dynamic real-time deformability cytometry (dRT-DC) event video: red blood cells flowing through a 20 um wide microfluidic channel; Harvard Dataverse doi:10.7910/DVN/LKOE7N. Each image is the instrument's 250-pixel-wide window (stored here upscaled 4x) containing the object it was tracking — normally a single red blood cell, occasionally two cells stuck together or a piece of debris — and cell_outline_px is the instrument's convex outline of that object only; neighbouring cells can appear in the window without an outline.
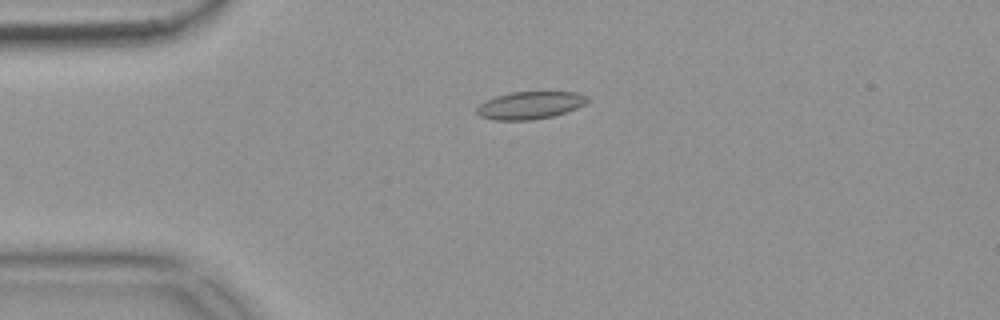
{"species": "common noctule bat (a hibernating species)", "species_latin": "Nyctalus noctula", "temperature_condition": "warm", "stored_images_in_passage": 43, "camera_frame_rate_fps": 3000, "um_per_image_px": 0.085, "animal": {"sex": "female", "body_mass_g": 18.4}, "frame": {"image": 1, "passage_image": 13, "time_ms": 4.0, "image_size_px": [1000, 320], "cell_outline_px": [[588, 100], [584, 104], [576, 108], [552, 116], [532, 120], [496, 120], [480, 116], [476, 112], [476, 108], [480, 104], [496, 96], [512, 92], [576, 92], [588, 96]], "centroid_in_image_um": [45.04, 8.95], "position_along_channel_um": 40.0, "area_um2": 17.51}}
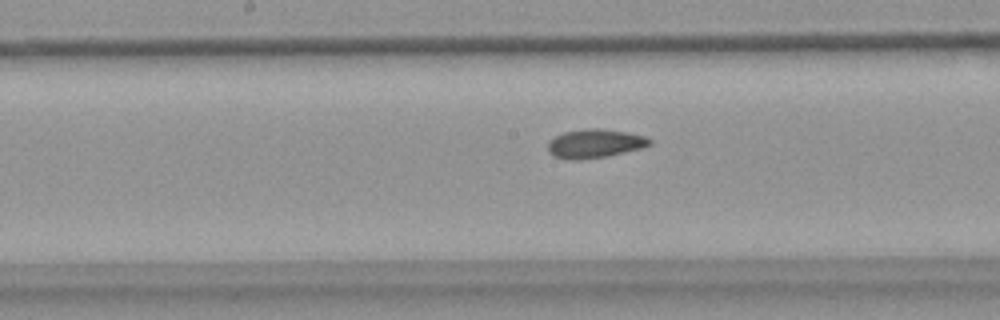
{"frame": {"image": 2, "passage_image": 28, "time_ms": 9.0, "image_size_px": [1000, 320], "cell_outline_px": [[652, 144], [640, 148], [604, 156], [576, 160], [572, 160], [556, 156], [548, 152], [548, 140], [564, 132], [588, 128], [604, 128], [628, 132], [644, 136], [652, 140]], "centroid_in_image_um": [50.55, 12.18], "position_along_channel_um": 197.6, "area_um2": 16.88}}
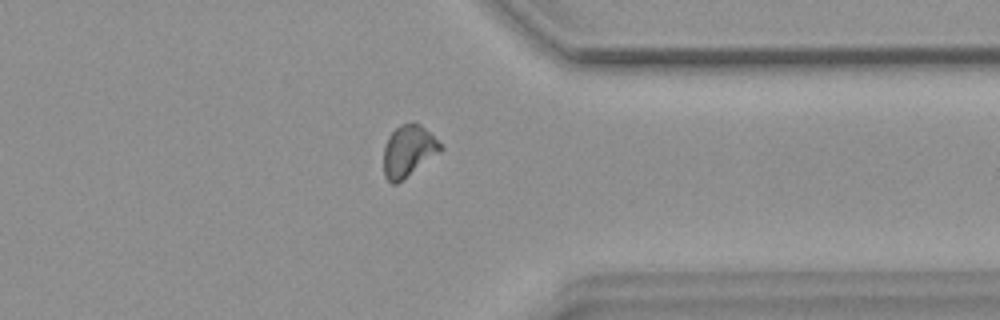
{"frame": {"image": 3, "passage_image": 43, "time_ms": 14.0, "image_size_px": [1000, 320], "cell_outline_px": [[444, 148], [440, 152], [396, 184], [392, 184], [384, 176], [384, 148], [388, 136], [400, 124], [420, 124]], "centroid_in_image_um": [34.69, 12.85], "position_along_channel_um": 376.7, "area_um2": 16.59}, "authors_computed_cell_mechanics": {"area_um2": 17.051, "velocity_mm_per_s": 3.6934, "shape_relaxation_time_tau1_ms": null, "shape_relaxation_time_tau2_ms": 3.6496, "deformation_change_tau1": null, "deformation_change_tau2": 0.0917}}